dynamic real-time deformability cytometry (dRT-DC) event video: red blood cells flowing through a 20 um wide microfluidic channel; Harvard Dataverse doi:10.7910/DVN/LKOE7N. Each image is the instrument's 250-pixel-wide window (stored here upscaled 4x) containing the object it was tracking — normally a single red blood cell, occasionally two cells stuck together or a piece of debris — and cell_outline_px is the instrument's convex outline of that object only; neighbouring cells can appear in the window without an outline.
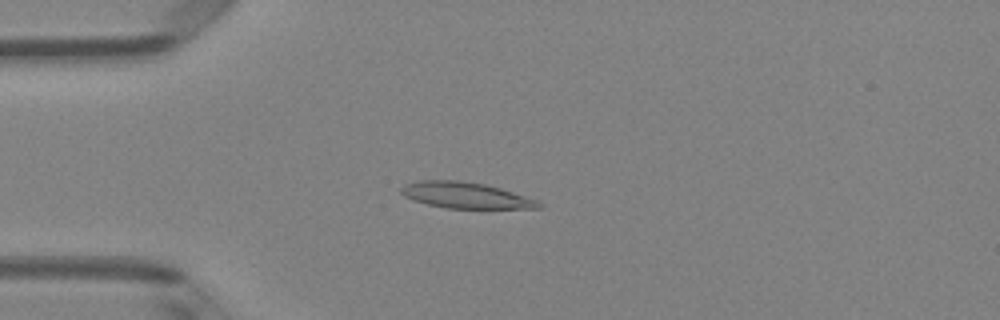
{"species": "Egyptian fruit bat (a non-hibernating species)", "species_latin": "Rousettus aegyptiacus", "temperature_condition": "room temperature", "stored_images_in_passage": 50, "camera_frame_rate_fps": 3000, "um_per_image_px": 0.085, "animal": {"sex": "female"}, "frame": {"image": 1, "passage_image": 13, "time_ms": 4.0, "image_size_px": [1000, 320], "cell_outline_px": [[544, 208], [448, 208], [428, 204], [412, 200], [404, 196], [400, 192], [400, 188], [404, 184], [420, 180], [460, 180], [484, 184], [500, 188], [536, 200], [544, 204]], "centroid_in_image_um": [39.55, 16.59], "position_along_channel_um": 45.5, "area_um2": 20.81}}
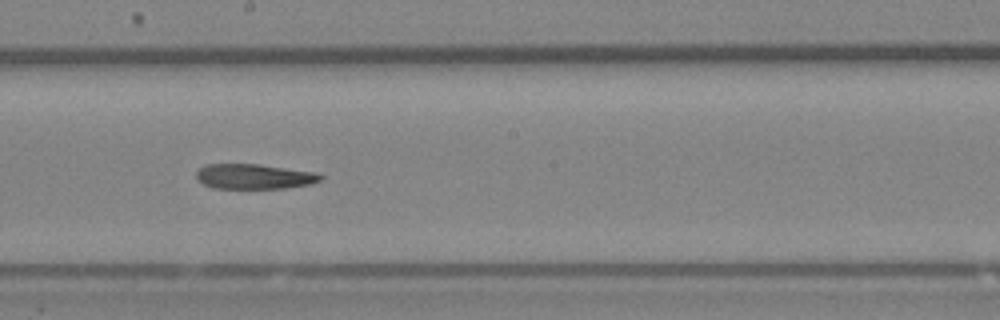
{"frame": {"image": 2, "passage_image": 28, "time_ms": 9.0, "image_size_px": [1000, 320], "cell_outline_px": [[324, 176], [320, 180], [312, 184], [284, 188], [212, 188], [196, 180], [196, 172], [204, 164], [260, 164], [316, 172]], "centroid_in_image_um": [21.59, 15.0], "position_along_channel_um": 226.6, "area_um2": 18.26}}
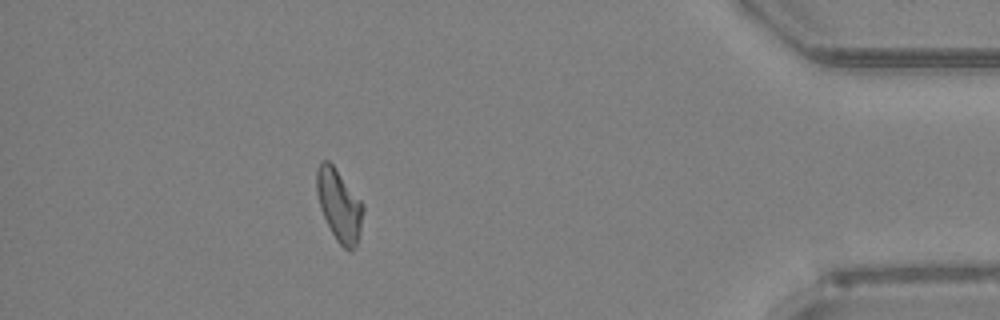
{"frame": {"image": 3, "passage_image": 45, "time_ms": 14.667, "image_size_px": [1000, 320], "cell_outline_px": [[364, 208], [356, 248], [352, 252], [348, 252], [336, 240], [320, 208], [316, 192], [316, 168], [324, 160], [328, 160], [336, 168], [364, 204]], "centroid_in_image_um": [28.83, 17.45], "position_along_channel_um": 406.4, "area_um2": 19.48}}